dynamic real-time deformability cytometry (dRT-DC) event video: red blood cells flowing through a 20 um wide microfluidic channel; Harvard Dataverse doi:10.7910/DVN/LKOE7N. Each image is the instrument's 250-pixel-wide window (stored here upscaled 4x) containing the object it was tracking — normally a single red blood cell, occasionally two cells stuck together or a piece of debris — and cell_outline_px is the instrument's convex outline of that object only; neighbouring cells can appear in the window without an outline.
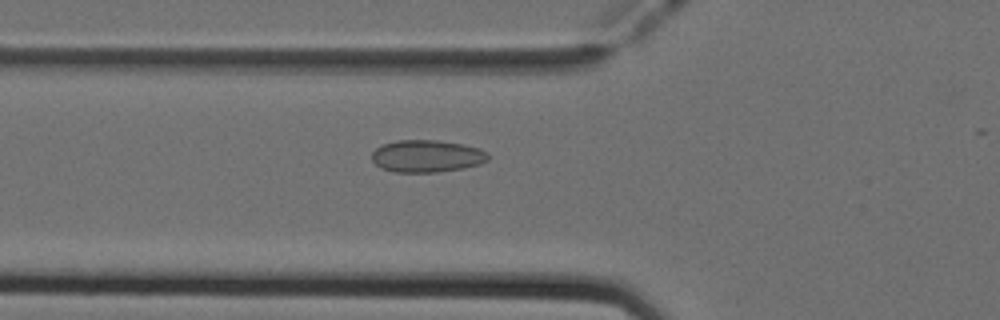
{"species": "Egyptian fruit bat (a non-hibernating species)", "species_latin": "Rousettus aegyptiacus", "temperature_condition": "cold", "stored_images_in_passage": 46, "camera_frame_rate_fps": 3000, "um_per_image_px": 0.085, "animal": {"sex": "female"}, "frame": {"image": 1, "passage_image": 19, "time_ms": 6.0, "image_size_px": [1000, 320], "cell_outline_px": [[488, 160], [480, 164], [464, 168], [436, 172], [392, 172], [380, 168], [372, 160], [372, 152], [376, 148], [384, 144], [396, 140], [436, 140], [460, 144], [480, 148], [488, 152]], "centroid_in_image_um": [36.27, 13.27], "position_along_channel_um": 89.5, "area_um2": 21.91}}
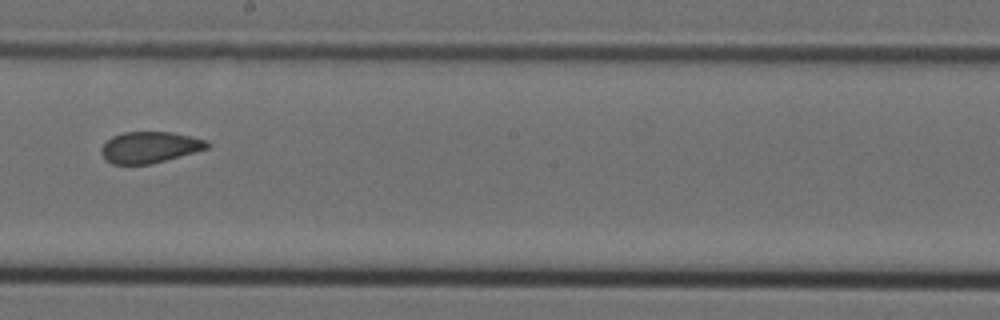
{"frame": {"image": 2, "passage_image": 30, "time_ms": 9.667, "image_size_px": [1000, 320], "cell_outline_px": [[212, 144], [208, 148], [164, 160], [148, 164], [112, 164], [104, 160], [100, 152], [100, 148], [112, 136], [124, 132], [172, 132], [208, 140]], "centroid_in_image_um": [12.7, 12.51], "position_along_channel_um": 235.5, "area_um2": 19.25}}
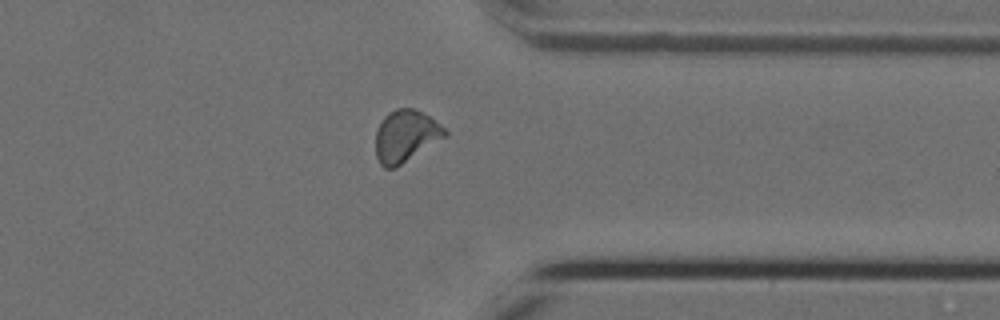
{"frame": {"image": 3, "passage_image": 41, "time_ms": 13.333, "image_size_px": [1000, 320], "cell_outline_px": [[448, 136], [396, 168], [384, 168], [380, 164], [376, 156], [376, 132], [384, 116], [388, 112], [396, 108], [412, 108], [428, 116], [444, 128], [448, 132]], "centroid_in_image_um": [34.48, 11.59], "position_along_channel_um": 376.9, "area_um2": 20.98}, "authors_computed_cell_mechanics": {"area_um2": 20.4901, "velocity_mm_per_s": 3.9765, "shape_relaxation_time_tau1_ms": null, "shape_relaxation_time_tau2_ms": 1.3108, "deformation_change_tau1": null, "deformation_change_tau2": 0.0658}}